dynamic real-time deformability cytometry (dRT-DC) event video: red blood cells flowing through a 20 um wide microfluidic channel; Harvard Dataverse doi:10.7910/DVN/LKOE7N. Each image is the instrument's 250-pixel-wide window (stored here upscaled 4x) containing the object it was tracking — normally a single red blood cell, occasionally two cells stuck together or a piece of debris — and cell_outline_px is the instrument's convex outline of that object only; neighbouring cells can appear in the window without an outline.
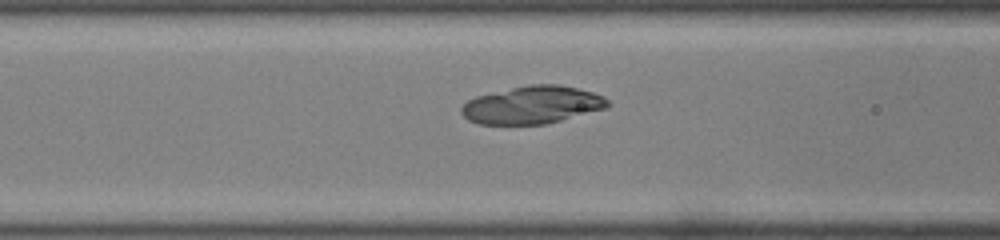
{"species": "common noctule bat (a hibernating species)", "species_latin": "Nyctalus noctula", "temperature_condition": "room temperature", "stored_images_in_passage": 47, "camera_frame_rate_fps": 3000, "um_per_image_px": 0.085, "animal": {"sex": "male", "body_mass_g": 19.0, "forearm_length_mm": 50.8}, "frame": {"image": 1, "passage_image": 18, "time_ms": 5.667, "image_size_px": [1000, 240], "cell_outline_px": [[612, 104], [608, 108], [544, 124], [480, 124], [468, 120], [460, 112], [460, 108], [468, 100], [476, 96], [528, 84], [560, 84], [592, 92], [604, 96]], "centroid_in_image_um": [45.26, 8.91], "position_along_channel_um": 121.3, "area_um2": 32.14}}
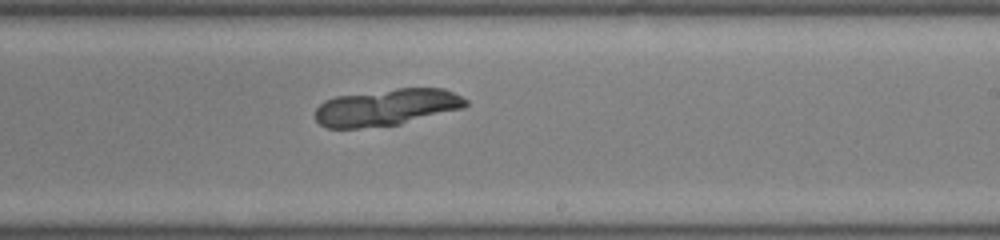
{"frame": {"image": 2, "passage_image": 28, "time_ms": 9.0, "image_size_px": [1000, 240], "cell_outline_px": [[468, 104], [464, 108], [400, 124], [360, 128], [328, 128], [320, 124], [316, 120], [316, 108], [324, 100], [336, 96], [396, 88], [444, 88], [468, 100]], "centroid_in_image_um": [32.87, 9.12], "position_along_channel_um": 256.1, "area_um2": 32.31}}
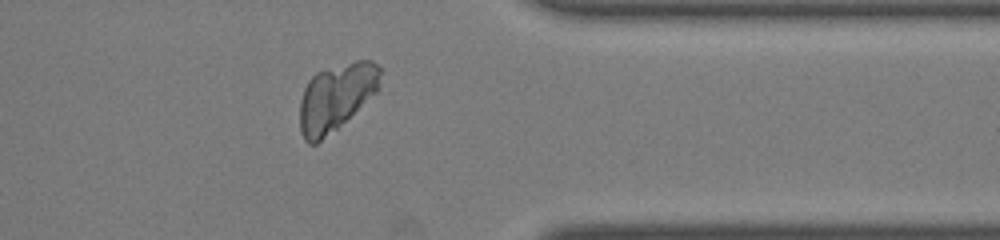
{"frame": {"image": 3, "passage_image": 38, "time_ms": 12.333, "image_size_px": [1000, 240], "cell_outline_px": [[380, 84], [376, 92], [336, 128], [316, 144], [308, 144], [304, 140], [300, 132], [300, 100], [304, 88], [308, 80], [316, 72], [356, 60], [372, 60], [380, 68]], "centroid_in_image_um": [28.54, 8.25], "position_along_channel_um": 382.9, "area_um2": 31.1}}